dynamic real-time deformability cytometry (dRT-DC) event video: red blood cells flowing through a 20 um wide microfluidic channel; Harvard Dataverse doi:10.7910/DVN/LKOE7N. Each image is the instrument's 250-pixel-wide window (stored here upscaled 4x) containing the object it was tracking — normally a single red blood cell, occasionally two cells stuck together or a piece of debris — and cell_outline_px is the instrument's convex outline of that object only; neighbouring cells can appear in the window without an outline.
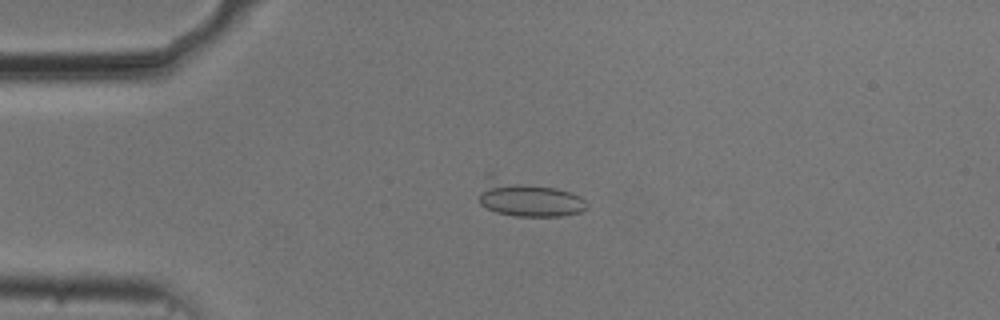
{"species": "common noctule bat (a hibernating species)", "species_latin": "Nyctalus noctula", "temperature_condition": "cold", "stored_images_in_passage": 48, "camera_frame_rate_fps": 3000, "um_per_image_px": 0.085, "animal": {"sex": "male", "body_mass_g": 20.5, "forearm_length_mm": 52.5}, "frame": {"image": 1, "passage_image": 12, "time_ms": 3.667, "image_size_px": [1000, 320], "cell_outline_px": [[588, 208], [580, 212], [560, 216], [516, 216], [496, 212], [480, 204], [480, 192], [488, 172], [492, 172], [572, 192], [580, 196], [588, 204]], "centroid_in_image_um": [44.85, 16.82], "position_along_channel_um": 40.1, "area_um2": 23.24}}
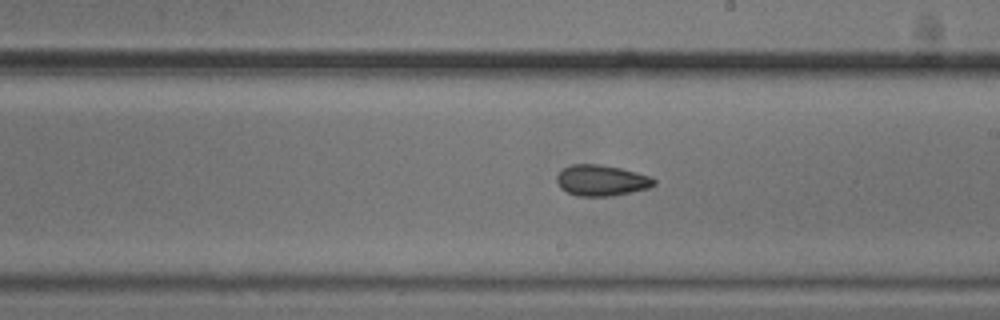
{"frame": {"image": 2, "passage_image": 30, "time_ms": 9.667, "image_size_px": [1000, 320], "cell_outline_px": [[656, 184], [648, 188], [632, 192], [612, 196], [576, 196], [560, 188], [556, 180], [556, 176], [564, 168], [572, 164], [600, 164], [620, 168], [636, 172], [648, 176], [656, 180]], "centroid_in_image_um": [51.11, 15.34], "position_along_channel_um": 237.9, "area_um2": 17.51}}
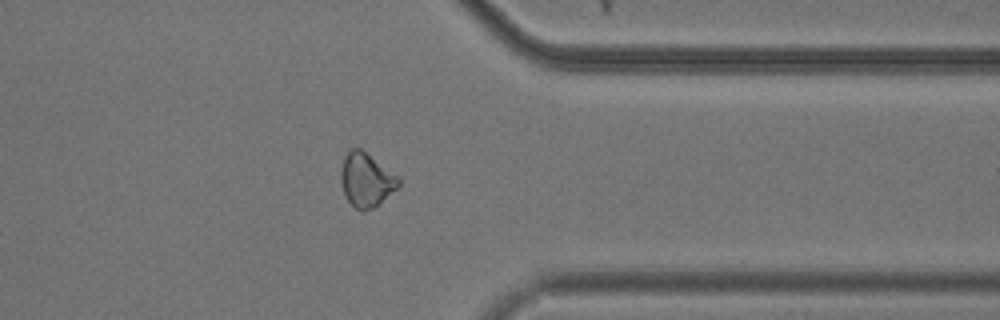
{"frame": {"image": 3, "passage_image": 42, "time_ms": 13.667, "image_size_px": [1000, 320], "cell_outline_px": [[400, 188], [372, 208], [356, 208], [348, 200], [344, 192], [340, 180], [340, 168], [344, 156], [352, 148], [360, 148], [396, 176], [400, 180]], "centroid_in_image_um": [31.12, 15.27], "position_along_channel_um": 380.3, "area_um2": 17.63}}